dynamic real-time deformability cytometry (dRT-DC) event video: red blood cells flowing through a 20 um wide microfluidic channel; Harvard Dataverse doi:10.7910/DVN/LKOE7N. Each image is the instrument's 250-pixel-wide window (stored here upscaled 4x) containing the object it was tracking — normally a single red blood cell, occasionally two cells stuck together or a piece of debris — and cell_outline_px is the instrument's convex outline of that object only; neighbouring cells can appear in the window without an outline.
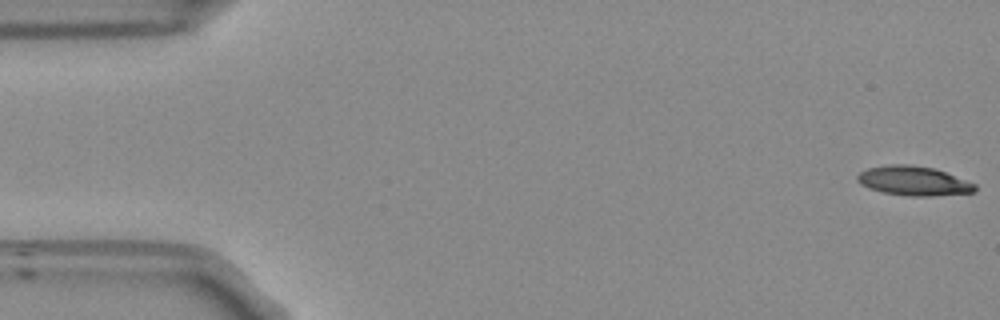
{"species": "Egyptian fruit bat (a non-hibernating species)", "species_latin": "Rousettus aegyptiacus", "temperature_condition": "room temperature", "stored_images_in_passage": 53, "camera_frame_rate_fps": 3000, "um_per_image_px": 0.085, "frame": {"image": 1, "passage_image": 1, "time_ms": 0.0, "image_size_px": [1000, 320], "cell_outline_px": [[976, 188], [972, 192], [932, 196], [908, 196], [884, 192], [868, 188], [860, 184], [856, 180], [856, 176], [860, 172], [868, 168], [888, 164], [908, 164], [936, 168], [976, 184]], "centroid_in_image_um": [77.62, 15.36], "position_along_channel_um": 7.4, "area_um2": 20.17}}
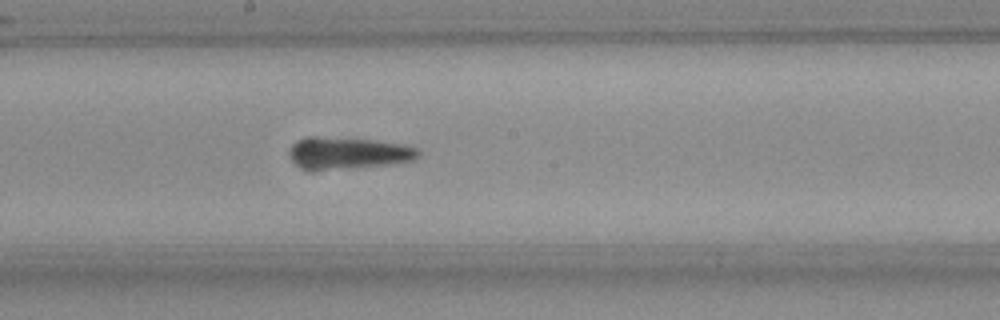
{"frame": {"image": 2, "passage_image": 28, "time_ms": 9.0, "image_size_px": [1000, 320], "cell_outline_px": [[420, 152], [412, 160], [392, 164], [348, 168], [304, 168], [296, 164], [288, 156], [288, 148], [296, 140], [308, 136], [320, 136], [372, 140], [404, 144], [416, 148]], "centroid_in_image_um": [29.54, 12.98], "position_along_channel_um": 218.7, "area_um2": 23.7}}
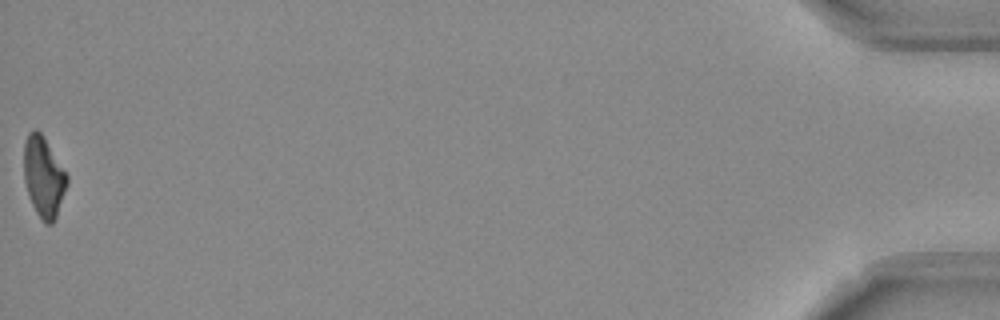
{"frame": {"image": 3, "passage_image": 53, "time_ms": 17.333, "image_size_px": [1000, 320], "cell_outline_px": [[68, 184], [56, 216], [52, 224], [44, 224], [36, 212], [28, 196], [24, 180], [24, 144], [28, 132], [36, 128], [44, 136], [68, 176]], "centroid_in_image_um": [3.7, 15.03], "position_along_channel_um": 431.5, "area_um2": 20.29}}